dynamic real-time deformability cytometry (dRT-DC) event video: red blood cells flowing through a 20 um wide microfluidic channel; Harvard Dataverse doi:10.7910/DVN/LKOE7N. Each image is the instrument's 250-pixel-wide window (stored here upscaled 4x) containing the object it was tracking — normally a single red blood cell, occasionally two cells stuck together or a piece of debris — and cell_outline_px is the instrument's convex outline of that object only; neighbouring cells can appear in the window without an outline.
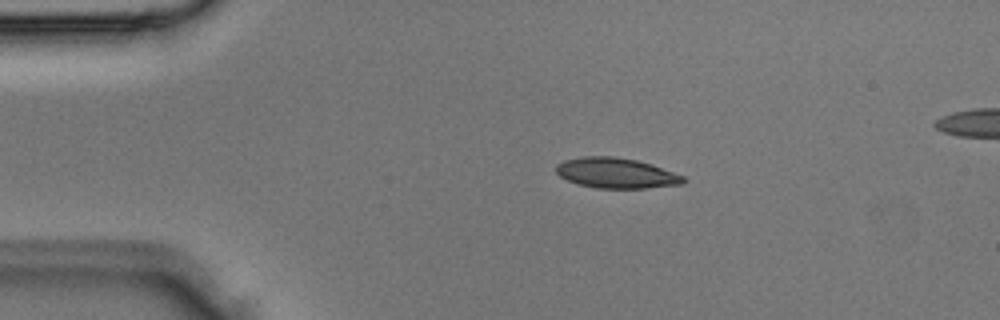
{"species": "Egyptian fruit bat (a non-hibernating species)", "species_latin": "Rousettus aegyptiacus", "temperature_condition": "room temperature", "stored_images_in_passage": 5, "segment_of_instrument_passage": [1, 2], "camera_frame_rate_fps": 3000, "um_per_image_px": 0.085, "animal": {"sex": "male"}, "frame": {"image": 1, "passage_image": 3, "time_ms": 0.667, "image_size_px": [1000, 320], "cell_outline_px": [[688, 180], [684, 184], [648, 188], [596, 188], [580, 184], [568, 180], [560, 176], [556, 172], [556, 164], [564, 160], [584, 156], [612, 156], [636, 160], [652, 164], [684, 176]], "centroid_in_image_um": [52.41, 14.71], "position_along_channel_um": 32.6, "area_um2": 22.54}}